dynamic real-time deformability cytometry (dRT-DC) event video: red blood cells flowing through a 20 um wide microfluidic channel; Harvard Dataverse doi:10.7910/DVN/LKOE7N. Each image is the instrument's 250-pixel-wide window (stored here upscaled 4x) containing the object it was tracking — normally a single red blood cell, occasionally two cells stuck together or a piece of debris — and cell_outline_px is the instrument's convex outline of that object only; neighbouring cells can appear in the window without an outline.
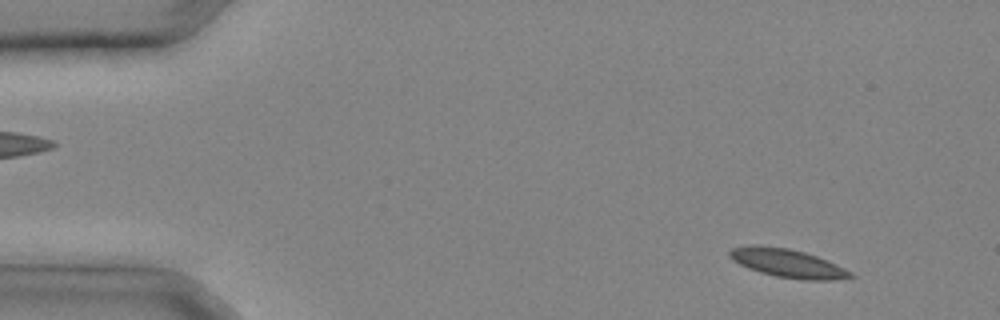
{"species": "common noctule bat (a hibernating species)", "species_latin": "Nyctalus noctula", "temperature_condition": "cold", "stored_images_in_passage": 8, "camera_frame_rate_fps": 3000, "um_per_image_px": 0.085, "animal": {"sex": "male", "body_mass_g": 20.4}, "frame": {"image": 1, "passage_image": 3, "time_ms": 0.667, "image_size_px": [1000, 320], "cell_outline_px": [[856, 276], [832, 280], [804, 280], [776, 276], [760, 272], [748, 268], [732, 260], [728, 256], [728, 252], [732, 248], [752, 244], [756, 244], [788, 248], [804, 252], [828, 260], [852, 272]], "centroid_in_image_um": [66.92, 22.36], "position_along_channel_um": 18.1, "area_um2": 20.11}}